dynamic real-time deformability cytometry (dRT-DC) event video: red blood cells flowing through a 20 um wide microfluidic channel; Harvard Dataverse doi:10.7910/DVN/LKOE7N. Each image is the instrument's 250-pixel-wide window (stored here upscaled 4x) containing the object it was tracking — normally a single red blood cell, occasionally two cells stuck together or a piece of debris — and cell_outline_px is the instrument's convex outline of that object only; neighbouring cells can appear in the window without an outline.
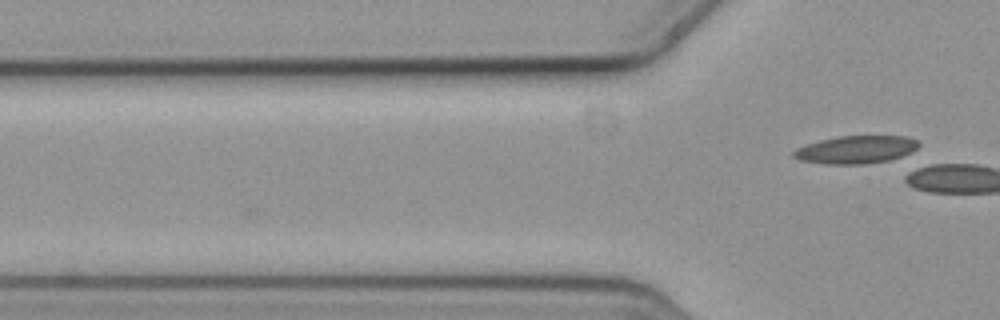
{"species": "common noctule bat (a hibernating species)", "species_latin": "Nyctalus noctula", "temperature_condition": "cold", "stored_images_in_passage": 4, "camera_frame_rate_fps": 3000, "um_per_image_px": 0.085, "animal": {"sex": "female", "body_mass_g": 19.3, "forearm_length_mm": 54.1}, "frame": {"image": 1, "passage_image": 4, "time_ms": 1.0, "image_size_px": [1000, 320], "cell_outline_px": [[920, 144], [912, 152], [888, 160], [868, 164], [824, 164], [800, 160], [792, 156], [792, 152], [796, 148], [820, 140], [836, 136], [904, 136], [920, 140]], "centroid_in_image_um": [72.75, 12.71], "position_along_channel_um": 53.0, "area_um2": 20.35}}